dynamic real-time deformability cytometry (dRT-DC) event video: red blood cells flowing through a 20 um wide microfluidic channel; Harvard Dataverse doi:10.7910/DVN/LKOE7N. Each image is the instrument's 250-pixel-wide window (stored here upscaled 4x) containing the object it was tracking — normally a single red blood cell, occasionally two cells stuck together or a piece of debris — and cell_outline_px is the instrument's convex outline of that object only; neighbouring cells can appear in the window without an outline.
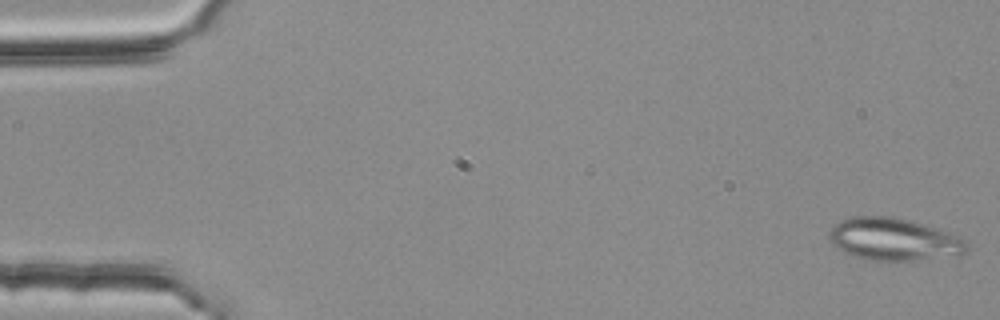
{"species": "common noctule bat (a hibernating species)", "species_latin": "Nyctalus noctula", "temperature_condition": "room temperature", "stored_images_in_passage": 53, "camera_frame_rate_fps": 3000, "um_per_image_px": 0.085, "animal": {"sex": "female", "body_mass_g": 25.1}, "frame": {"image": 1, "passage_image": 1, "time_ms": 0.0, "image_size_px": [1000, 320], "cell_outline_px": [[968, 252], [956, 256], [916, 260], [872, 260], [852, 256], [844, 252], [832, 244], [832, 228], [840, 220], [852, 216], [892, 216], [924, 224], [960, 236], [968, 240]], "centroid_in_image_um": [76.05, 20.34], "position_along_channel_um": 8.9, "area_um2": 33.99}}
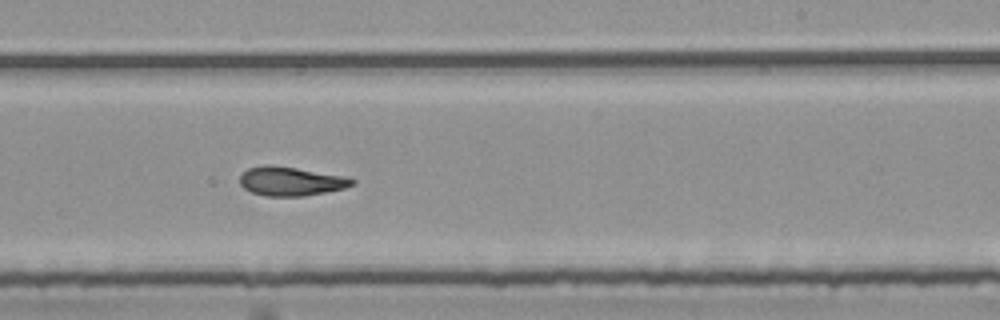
{"frame": {"image": 2, "passage_image": 33, "time_ms": 10.667, "image_size_px": [1000, 320], "cell_outline_px": [[356, 184], [344, 188], [324, 192], [300, 196], [264, 196], [252, 192], [244, 188], [240, 184], [240, 176], [248, 168], [264, 164], [272, 164], [344, 176], [356, 180]], "centroid_in_image_um": [24.7, 15.4], "position_along_channel_um": 264.3, "area_um2": 18.9}}
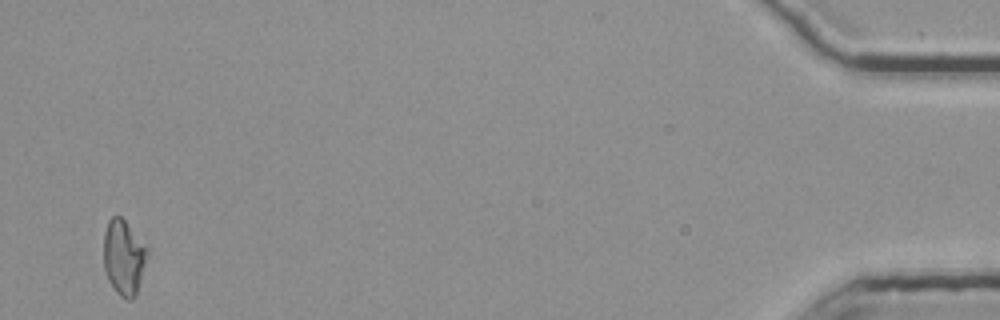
{"frame": {"image": 3, "passage_image": 53, "time_ms": 17.333, "image_size_px": [1000, 320], "cell_outline_px": [[148, 252], [136, 296], [132, 300], [124, 300], [116, 292], [108, 280], [104, 268], [104, 232], [108, 220], [112, 216], [120, 216], [124, 220], [148, 248]], "centroid_in_image_um": [10.51, 21.9], "position_along_channel_um": 424.7, "area_um2": 19.07}, "authors_computed_cell_mechanics": {"area_um2": 19.1318, "velocity_mm_per_s": 3.7594, "shape_relaxation_time_tau1_ms": null, "shape_relaxation_time_tau2_ms": 3.719, "deformation_change_tau1": null, "deformation_change_tau2": 0.1256}}